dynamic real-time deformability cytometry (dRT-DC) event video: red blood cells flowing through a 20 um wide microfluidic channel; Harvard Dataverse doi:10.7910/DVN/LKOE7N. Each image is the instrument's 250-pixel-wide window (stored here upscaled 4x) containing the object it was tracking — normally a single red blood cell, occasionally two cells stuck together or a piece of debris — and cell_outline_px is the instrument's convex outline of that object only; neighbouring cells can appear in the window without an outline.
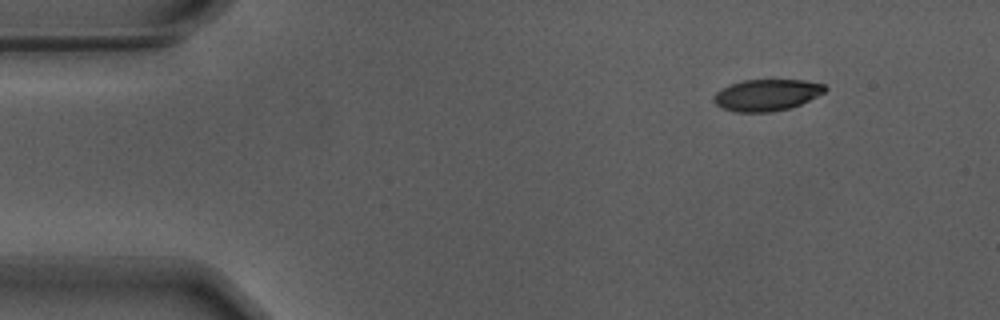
{"species": "Egyptian fruit bat (a non-hibernating species)", "species_latin": "Rousettus aegyptiacus", "temperature_condition": "warm", "stored_images_in_passage": 50, "camera_frame_rate_fps": 3000, "um_per_image_px": 0.085, "animal": {"sex": "male"}, "frame": {"image": 1, "passage_image": 1, "time_ms": 0.0, "image_size_px": [1000, 320], "cell_outline_px": [[828, 88], [824, 92], [792, 108], [772, 112], [736, 112], [720, 108], [712, 100], [716, 92], [732, 84], [744, 80], [804, 80], [824, 84]], "centroid_in_image_um": [65.17, 8.08], "position_along_channel_um": 19.8, "area_um2": 20.4}}
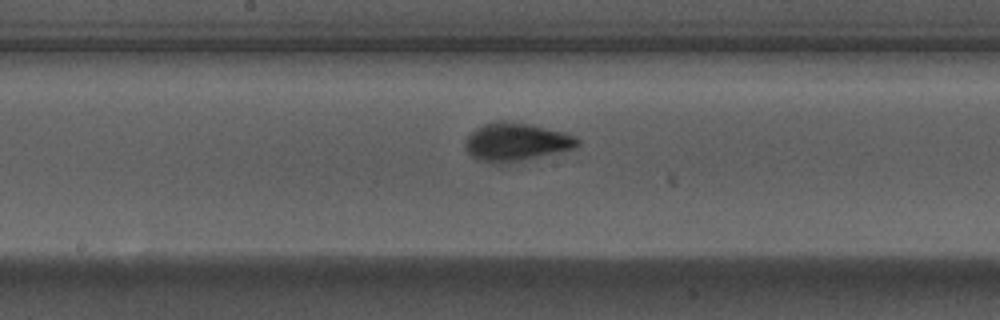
{"frame": {"image": 2, "passage_image": 23, "time_ms": 7.333, "image_size_px": [1000, 320], "cell_outline_px": [[580, 144], [576, 148], [504, 164], [492, 164], [480, 160], [472, 156], [464, 148], [464, 140], [476, 128], [484, 124], [496, 120], [504, 120], [532, 124], [564, 132], [576, 136], [580, 140]], "centroid_in_image_um": [43.87, 12.06], "position_along_channel_um": 204.3, "area_um2": 25.26}}
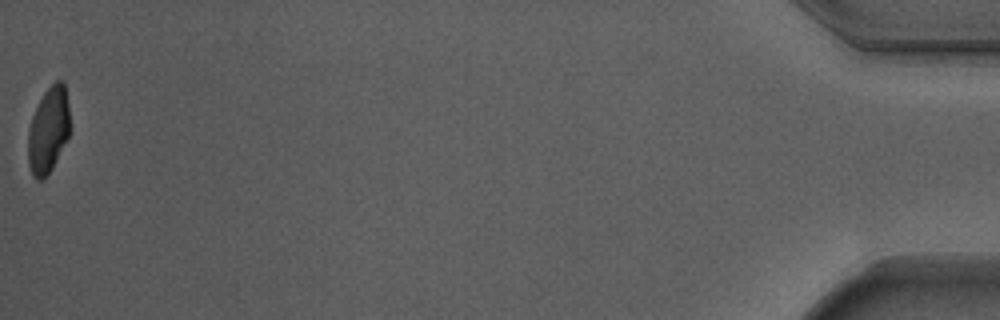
{"frame": {"image": 3, "passage_image": 50, "time_ms": 16.333, "image_size_px": [1000, 320], "cell_outline_px": [[68, 136], [52, 168], [40, 180], [36, 180], [32, 176], [28, 164], [28, 132], [32, 116], [44, 92], [56, 80], [64, 80], [68, 104]], "centroid_in_image_um": [4.09, 11.05], "position_along_channel_um": 431.1, "area_um2": 20.58}, "authors_computed_cell_mechanics": {"area_um2": 22.5709, "velocity_mm_per_s": 3.6991, "shape_relaxation_time_tau1_ms": 3.031, "shape_relaxation_time_tau2_ms": 0.941, "deformation_change_tau1": 0.1835, "deformation_change_tau2": 0.0502}}